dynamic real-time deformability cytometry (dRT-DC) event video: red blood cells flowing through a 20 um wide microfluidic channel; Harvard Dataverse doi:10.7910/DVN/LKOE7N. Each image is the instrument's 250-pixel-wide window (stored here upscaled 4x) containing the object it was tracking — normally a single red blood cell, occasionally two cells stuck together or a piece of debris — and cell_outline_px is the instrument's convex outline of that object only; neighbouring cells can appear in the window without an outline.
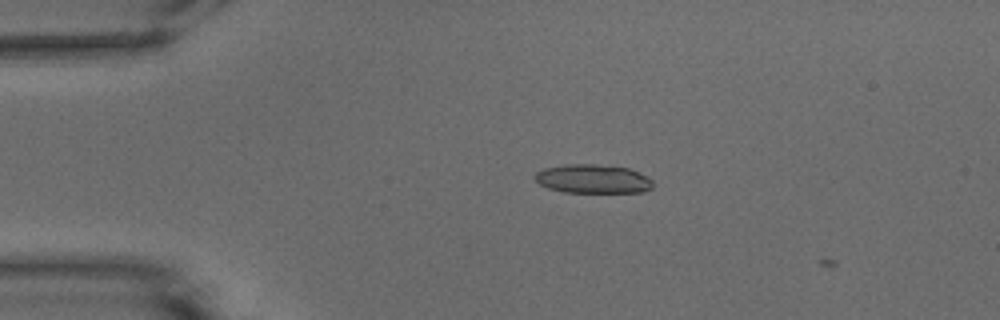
{"species": "common noctule bat (a hibernating species)", "species_latin": "Nyctalus noctula", "temperature_condition": "warm", "stored_images_in_passage": 7, "camera_frame_rate_fps": 3000, "um_per_image_px": 0.085, "animal": {"sex": "male", "body_mass_g": 15.6}, "frame": {"image": 1, "passage_image": 6, "time_ms": 1.667, "image_size_px": [1000, 320], "cell_outline_px": [[652, 188], [644, 192], [564, 192], [548, 188], [540, 184], [532, 176], [536, 172], [544, 168], [564, 164], [596, 164], [628, 168], [640, 172], [652, 180]], "centroid_in_image_um": [50.38, 15.2], "position_along_channel_um": 34.6, "area_um2": 19.94}}